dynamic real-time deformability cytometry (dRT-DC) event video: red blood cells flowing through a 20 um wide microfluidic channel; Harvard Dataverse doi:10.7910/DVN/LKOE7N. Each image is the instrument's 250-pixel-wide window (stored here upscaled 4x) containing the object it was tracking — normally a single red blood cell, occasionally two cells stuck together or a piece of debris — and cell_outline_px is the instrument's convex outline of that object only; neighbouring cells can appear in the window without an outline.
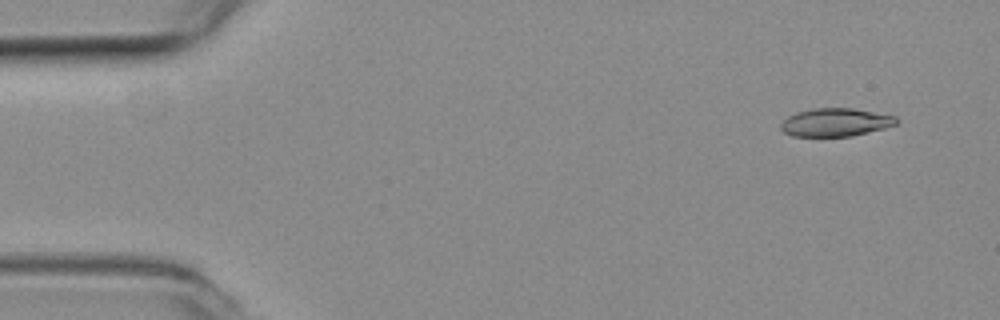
{"species": "common noctule bat (a hibernating species)", "species_latin": "Nyctalus noctula", "temperature_condition": "room temperature", "stored_images_in_passage": 57, "camera_frame_rate_fps": 3000, "um_per_image_px": 0.085, "animal": {"sex": "female", "body_mass_g": 19.3, "forearm_length_mm": 54.1}, "frame": {"image": 1, "passage_image": 4, "time_ms": 1.0, "image_size_px": [1000, 320], "cell_outline_px": [[900, 120], [896, 124], [884, 128], [852, 136], [792, 136], [784, 132], [780, 128], [780, 124], [788, 116], [796, 112], [812, 108], [852, 108], [896, 116]], "centroid_in_image_um": [71.01, 10.39], "position_along_channel_um": 14.0, "area_um2": 18.96}}
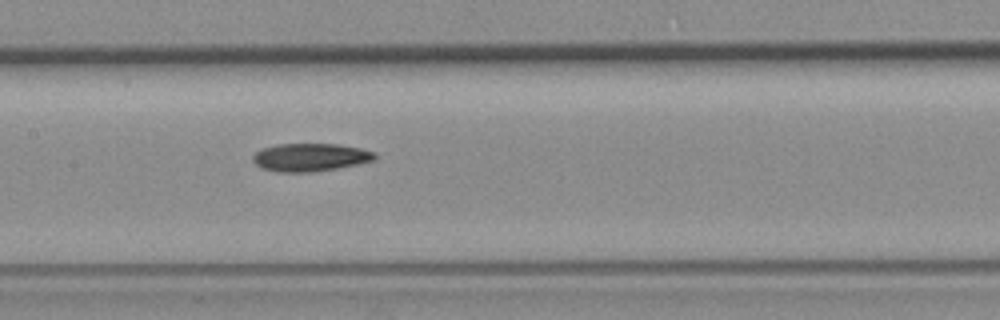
{"frame": {"image": 2, "passage_image": 27, "time_ms": 8.667, "image_size_px": [1000, 320], "cell_outline_px": [[376, 160], [336, 168], [312, 172], [280, 172], [260, 168], [252, 160], [252, 156], [256, 152], [264, 148], [276, 144], [340, 144], [360, 148], [376, 152]], "centroid_in_image_um": [26.37, 13.37], "position_along_channel_um": 181.0, "area_um2": 19.88}}
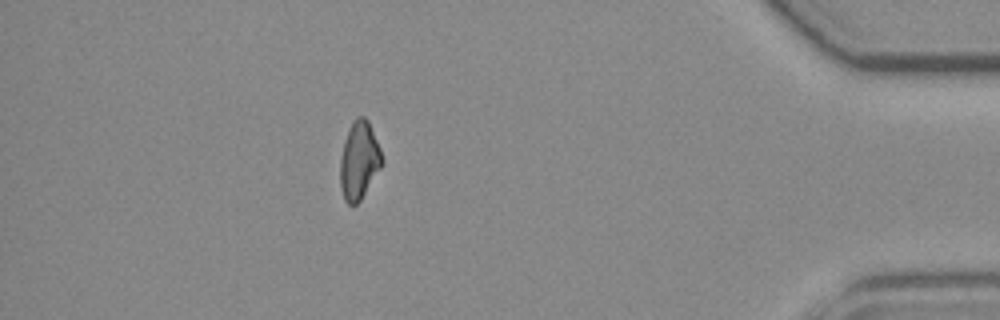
{"frame": {"image": 3, "passage_image": 50, "time_ms": 16.333, "image_size_px": [1000, 320], "cell_outline_px": [[384, 164], [360, 200], [356, 204], [348, 204], [344, 200], [340, 188], [340, 160], [344, 144], [348, 132], [356, 116], [364, 116], [368, 120], [380, 148], [384, 160]], "centroid_in_image_um": [30.54, 13.66], "position_along_channel_um": 404.7, "area_um2": 18.9}}